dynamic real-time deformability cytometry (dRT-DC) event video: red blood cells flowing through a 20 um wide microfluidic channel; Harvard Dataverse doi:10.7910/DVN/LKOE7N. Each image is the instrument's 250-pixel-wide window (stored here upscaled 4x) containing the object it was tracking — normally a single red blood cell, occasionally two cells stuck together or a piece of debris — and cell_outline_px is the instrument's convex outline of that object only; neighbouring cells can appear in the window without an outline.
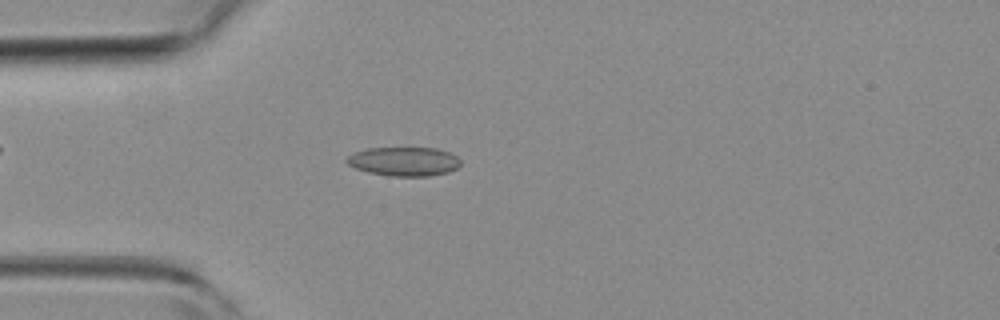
{"species": "common noctule bat (a hibernating species)", "species_latin": "Nyctalus noctula", "temperature_condition": "room temperature", "stored_images_in_passage": 33, "camera_frame_rate_fps": 3000, "um_per_image_px": 0.085, "animal": {"sex": "female", "body_mass_g": 19.3, "forearm_length_mm": 54.1}, "frame": {"image": 1, "passage_image": 5, "time_ms": 1.333, "image_size_px": [1000, 320], "cell_outline_px": [[460, 164], [456, 168], [448, 172], [428, 176], [392, 176], [368, 172], [356, 168], [348, 164], [344, 160], [348, 156], [356, 152], [368, 148], [436, 148], [448, 152], [456, 156], [460, 160]], "centroid_in_image_um": [34.33, 13.72], "position_along_channel_um": 50.7, "area_um2": 19.07}}
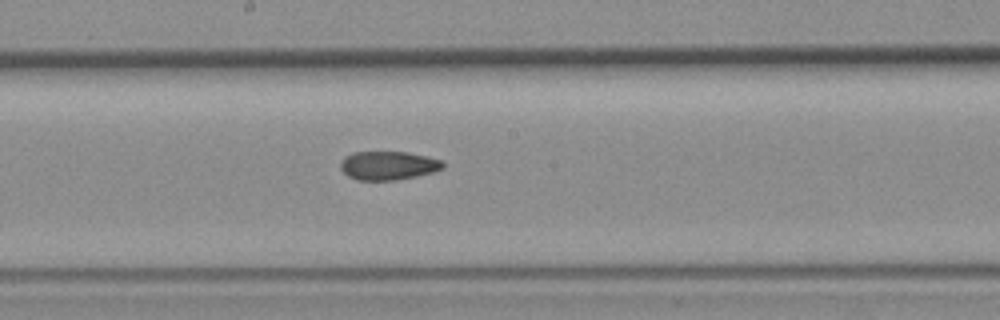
{"frame": {"image": 2, "passage_image": 17, "time_ms": 5.333, "image_size_px": [1000, 320], "cell_outline_px": [[444, 168], [432, 172], [416, 176], [396, 180], [356, 180], [348, 176], [340, 168], [340, 160], [344, 156], [352, 152], [408, 152], [428, 156], [440, 160], [444, 164]], "centroid_in_image_um": [32.96, 14.06], "position_along_channel_um": 215.2, "area_um2": 17.22}}
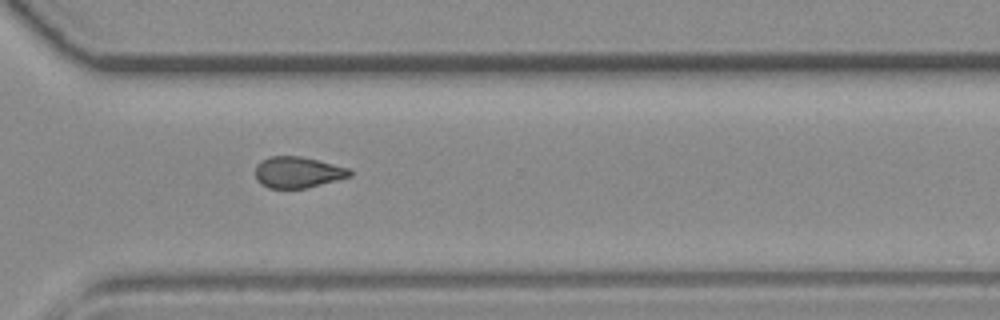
{"frame": {"image": 3, "passage_image": 26, "time_ms": 8.333, "image_size_px": [1000, 320], "cell_outline_px": [[352, 176], [304, 188], [268, 188], [260, 184], [256, 180], [256, 164], [260, 160], [268, 156], [300, 156], [348, 168], [352, 172]], "centroid_in_image_um": [25.25, 14.64], "position_along_channel_um": 345.3, "area_um2": 17.05}, "authors_computed_cell_mechanics": {"area_um2": 17.5712, "velocity_mm_per_s": 4.341, "shape_relaxation_time_tau1_ms": null, "shape_relaxation_time_tau2_ms": 10.9615, "deformation_change_tau1": null, "deformation_change_tau2": 0.1894}}